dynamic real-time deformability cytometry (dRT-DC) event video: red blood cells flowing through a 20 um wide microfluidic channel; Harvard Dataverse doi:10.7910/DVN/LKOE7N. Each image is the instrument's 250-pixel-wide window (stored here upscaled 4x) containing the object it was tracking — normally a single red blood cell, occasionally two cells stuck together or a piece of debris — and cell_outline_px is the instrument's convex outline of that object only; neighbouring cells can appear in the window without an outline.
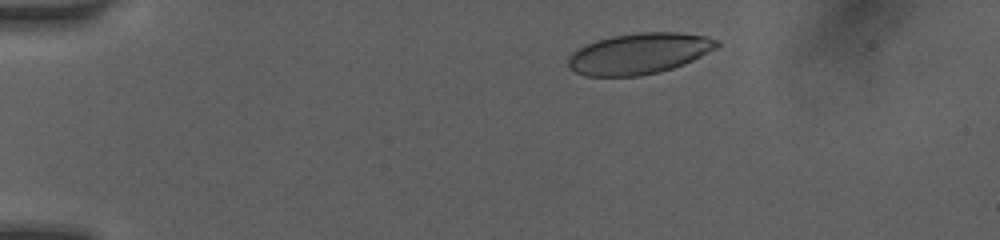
{"species": "human", "species_latin": "Homo sapiens", "temperature_condition": "room temperature", "stored_images_in_passage": 16, "camera_frame_rate_fps": 3000, "um_per_image_px": 0.085, "donor": {"sex": "female"}, "frame": {"image": 1, "passage_image": 2, "time_ms": 0.667, "image_size_px": [1000, 240], "cell_outline_px": [[720, 44], [716, 48], [684, 64], [672, 68], [640, 76], [584, 76], [576, 72], [568, 64], [568, 56], [572, 52], [596, 40], [612, 36], [636, 32], [680, 32], [708, 36], [720, 40]], "centroid_in_image_um": [54.35, 4.54], "position_along_channel_um": 30.7, "area_um2": 35.43}}
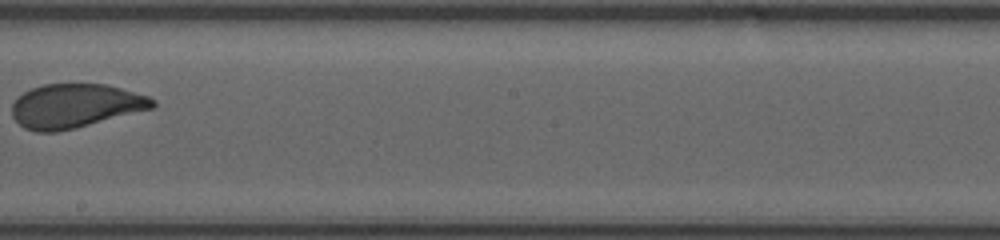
{"frame": {"image": 2, "passage_image": 9, "time_ms": 7.667, "image_size_px": [1000, 240], "cell_outline_px": [[156, 104], [152, 108], [76, 128], [56, 132], [36, 132], [24, 128], [12, 116], [12, 104], [24, 92], [32, 88], [44, 84], [104, 84], [120, 88], [148, 96], [156, 100]], "centroid_in_image_um": [6.38, 9.0], "position_along_channel_um": 241.8, "area_um2": 35.78}}
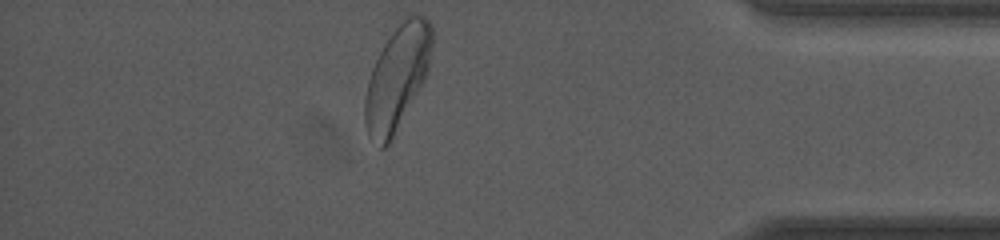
{"frame": {"image": 3, "passage_image": 16, "time_ms": 12.333, "image_size_px": [1000, 240], "cell_outline_px": [[432, 48], [428, 72], [424, 80], [388, 144], [384, 148], [380, 148], [368, 136], [364, 124], [364, 100], [368, 80], [372, 68], [396, 20], [408, 12], [416, 12], [424, 16], [428, 20], [432, 28]], "centroid_in_image_um": [33.75, 6.49], "position_along_channel_um": 401.4, "area_um2": 41.15}, "authors_computed_cell_mechanics": {"area_um2": 36.5874, "velocity_mm_per_s": 4.0861, "shape_relaxation_time_tau1_ms": 4.5813, "shape_relaxation_time_tau2_ms": null, "deformation_change_tau1": 0.1396, "deformation_change_tau2": null}}